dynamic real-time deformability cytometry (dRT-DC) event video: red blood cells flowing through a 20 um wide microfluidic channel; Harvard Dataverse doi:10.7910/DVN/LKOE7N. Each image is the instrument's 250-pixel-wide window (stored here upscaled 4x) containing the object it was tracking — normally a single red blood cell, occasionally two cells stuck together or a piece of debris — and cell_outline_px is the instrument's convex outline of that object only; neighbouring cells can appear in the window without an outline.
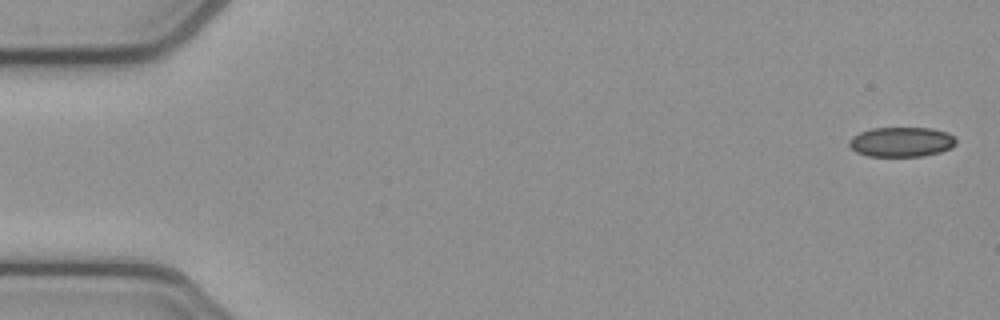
{"species": "common noctule bat (a hibernating species)", "species_latin": "Nyctalus noctula", "temperature_condition": "cold", "stored_images_in_passage": 52, "camera_frame_rate_fps": 3000, "um_per_image_px": 0.085, "animal": {"sex": "female", "body_mass_g": 21.9}, "frame": {"image": 1, "passage_image": 1, "time_ms": 0.0, "image_size_px": [1000, 320], "cell_outline_px": [[956, 144], [952, 148], [940, 152], [924, 156], [868, 156], [856, 152], [848, 144], [848, 140], [852, 136], [860, 132], [872, 128], [932, 128], [948, 132], [956, 140]], "centroid_in_image_um": [76.62, 12.06], "position_along_channel_um": 8.4, "area_um2": 18.67}}
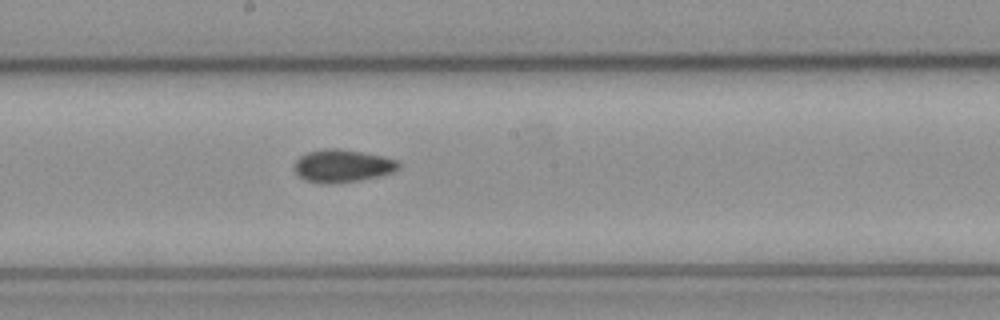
{"frame": {"image": 2, "passage_image": 28, "time_ms": 9.0, "image_size_px": [1000, 320], "cell_outline_px": [[400, 168], [396, 172], [380, 176], [360, 180], [332, 184], [320, 184], [304, 180], [296, 172], [296, 160], [300, 156], [308, 152], [324, 148], [340, 148], [384, 156], [396, 160], [400, 164]], "centroid_in_image_um": [29.14, 14.1], "position_along_channel_um": 219.1, "area_um2": 20.11}}
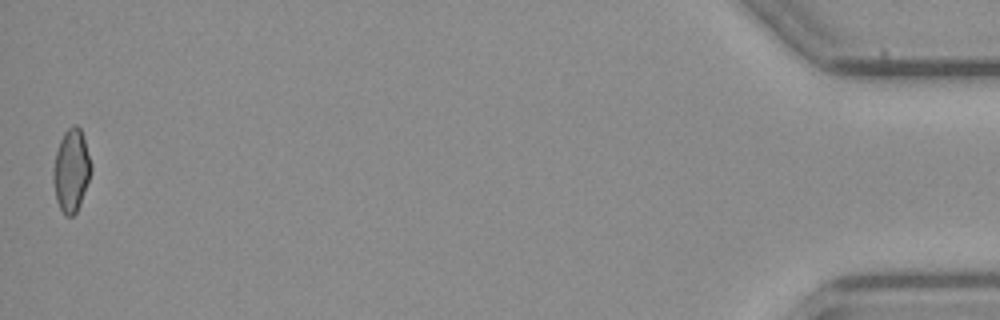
{"frame": {"image": 3, "passage_image": 52, "time_ms": 17.0, "image_size_px": [1000, 320], "cell_outline_px": [[92, 172], [80, 204], [76, 212], [72, 216], [64, 216], [56, 200], [52, 180], [52, 172], [56, 152], [60, 140], [64, 132], [72, 124], [76, 124], [80, 128], [92, 164]], "centroid_in_image_um": [6.05, 14.5], "position_along_channel_um": 429.1, "area_um2": 18.38}, "authors_computed_cell_mechanics": {"area_um2": 19.0451, "velocity_mm_per_s": 3.8703, "shape_relaxation_time_tau1_ms": null, "shape_relaxation_time_tau2_ms": 5.6344, "deformation_change_tau1": null, "deformation_change_tau2": 0.1001}}